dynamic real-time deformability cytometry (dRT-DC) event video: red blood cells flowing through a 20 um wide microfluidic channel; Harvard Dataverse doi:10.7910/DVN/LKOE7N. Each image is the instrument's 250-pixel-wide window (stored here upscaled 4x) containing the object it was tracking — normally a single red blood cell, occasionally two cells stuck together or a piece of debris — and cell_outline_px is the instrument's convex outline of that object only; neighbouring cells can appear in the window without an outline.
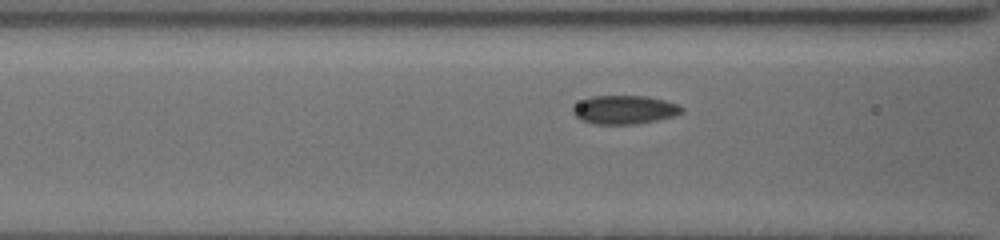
{"species": "common noctule bat (a hibernating species)", "species_latin": "Nyctalus noctula", "temperature_condition": "cold", "stored_images_in_passage": 7, "camera_frame_rate_fps": 3000, "um_per_image_px": 0.085, "animal": {"sex": "female", "body_mass_g": 19.5, "forearm_length_mm": 54.1}, "frame": {"image": 1, "passage_image": 6, "time_ms": 2.667, "image_size_px": [1000, 240], "cell_outline_px": [[684, 112], [672, 116], [656, 120], [636, 124], [592, 124], [580, 120], [572, 112], [572, 108], [576, 104], [592, 96], [648, 96], [664, 100], [676, 104], [684, 108]], "centroid_in_image_um": [53.07, 9.33], "position_along_channel_um": 113.5, "area_um2": 18.09}}